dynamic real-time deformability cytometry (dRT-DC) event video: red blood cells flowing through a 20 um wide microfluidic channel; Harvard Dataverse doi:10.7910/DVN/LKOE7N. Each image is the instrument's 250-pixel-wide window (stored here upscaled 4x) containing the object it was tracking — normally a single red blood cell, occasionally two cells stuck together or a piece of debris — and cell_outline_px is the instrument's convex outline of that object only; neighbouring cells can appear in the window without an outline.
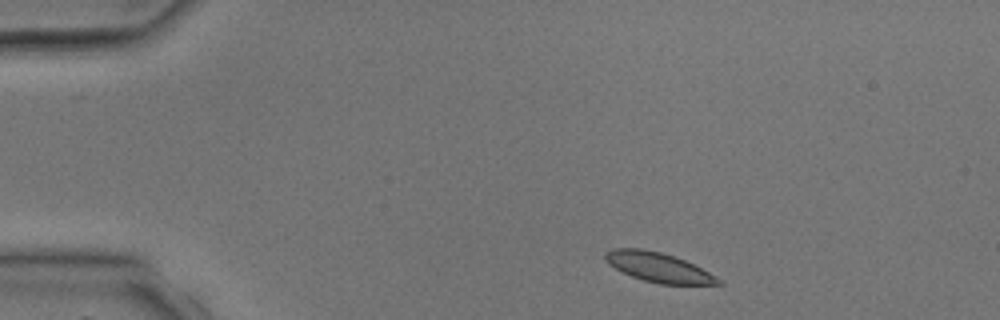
{"species": "common noctule bat (a hibernating species)", "species_latin": "Nyctalus noctula", "temperature_condition": "room temperature", "stored_images_in_passage": 3, "camera_frame_rate_fps": 3000, "um_per_image_px": 0.085, "animal": {"sex": "male", "body_mass_g": 17.9, "forearm_length_mm": 54.2}, "frame": {"image": 1, "passage_image": 1, "time_ms": 0.0, "image_size_px": [1000, 320], "cell_outline_px": [[724, 284], [660, 284], [644, 280], [632, 276], [608, 264], [604, 260], [604, 252], [612, 248], [640, 248], [660, 252], [684, 260], [708, 272], [720, 280]], "centroid_in_image_um": [55.9, 22.71], "position_along_channel_um": 29.1, "area_um2": 19.07}}